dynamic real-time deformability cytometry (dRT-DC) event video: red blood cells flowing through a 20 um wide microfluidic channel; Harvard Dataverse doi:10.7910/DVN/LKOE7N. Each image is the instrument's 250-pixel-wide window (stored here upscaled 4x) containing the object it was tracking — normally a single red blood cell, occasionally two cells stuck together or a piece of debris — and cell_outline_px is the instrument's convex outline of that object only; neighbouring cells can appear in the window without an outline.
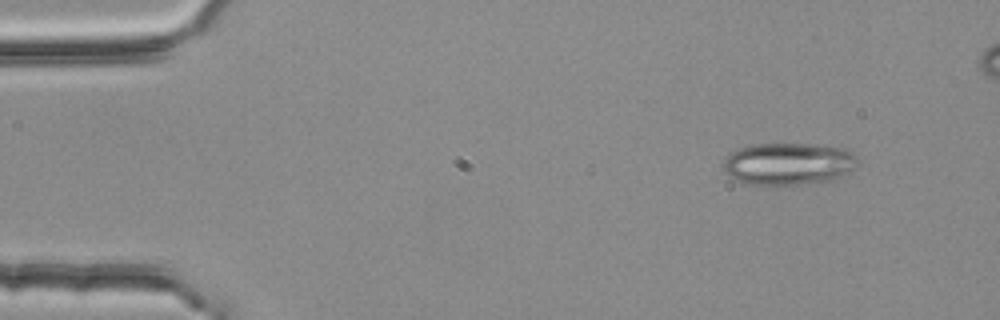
{"species": "common noctule bat (a hibernating species)", "species_latin": "Nyctalus noctula", "temperature_condition": "room temperature", "stored_images_in_passage": 2, "camera_frame_rate_fps": 3000, "um_per_image_px": 0.085, "animal": {"sex": "female", "body_mass_g": 25.1}, "frame": {"image": 1, "passage_image": 2, "time_ms": 0.333, "image_size_px": [1000, 320], "cell_outline_px": [[860, 164], [848, 172], [832, 180], [776, 188], [748, 184], [732, 180], [728, 176], [724, 168], [724, 160], [732, 152], [740, 148], [752, 144], [812, 144], [844, 148], [852, 152], [856, 156]], "centroid_in_image_um": [67.0, 13.96], "position_along_channel_um": 18.0, "area_um2": 33.87}}